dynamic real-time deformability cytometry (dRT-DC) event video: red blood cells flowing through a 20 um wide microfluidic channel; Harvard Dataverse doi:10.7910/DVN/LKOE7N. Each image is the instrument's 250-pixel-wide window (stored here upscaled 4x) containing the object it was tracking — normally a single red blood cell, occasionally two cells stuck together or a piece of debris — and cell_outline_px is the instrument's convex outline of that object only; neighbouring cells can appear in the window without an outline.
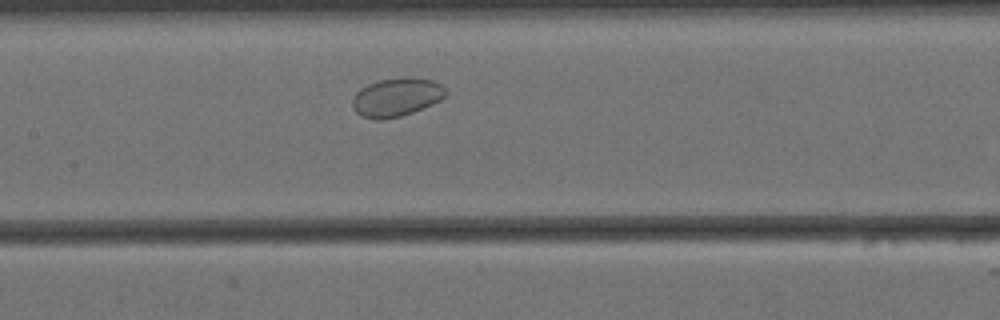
{"species": "Egyptian fruit bat (a non-hibernating species)", "species_latin": "Rousettus aegyptiacus", "temperature_condition": "cold", "stored_images_in_passage": 46, "camera_frame_rate_fps": 3000, "um_per_image_px": 0.085, "animal": {"sex": "female"}, "frame": {"image": 1, "passage_image": 15, "time_ms": 4.667, "image_size_px": [1000, 320], "cell_outline_px": [[448, 92], [440, 100], [432, 104], [412, 112], [400, 116], [380, 120], [376, 120], [360, 116], [352, 108], [352, 100], [356, 92], [360, 88], [368, 84], [380, 80], [404, 76], [412, 76], [432, 80], [440, 84]], "centroid_in_image_um": [33.68, 8.25], "position_along_channel_um": 173.7, "area_um2": 21.1}}
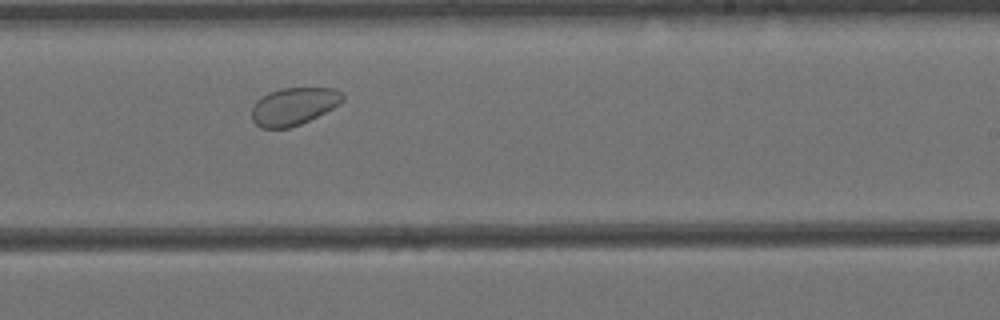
{"frame": {"image": 2, "passage_image": 23, "time_ms": 7.333, "image_size_px": [1000, 320], "cell_outline_px": [[344, 100], [340, 104], [300, 124], [288, 128], [260, 128], [252, 120], [252, 108], [256, 100], [268, 92], [280, 88], [332, 88], [340, 92], [344, 96]], "centroid_in_image_um": [24.93, 9.03], "position_along_channel_um": 264.1, "area_um2": 19.77}}
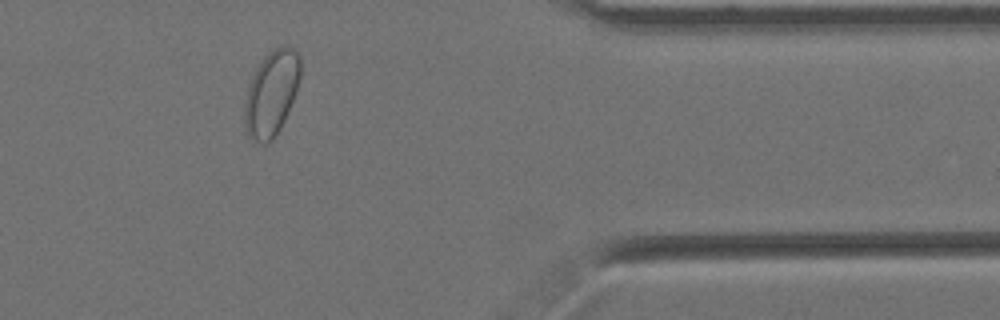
{"frame": {"image": 3, "passage_image": 36, "time_ms": 11.667, "image_size_px": [1000, 320], "cell_outline_px": [[300, 76], [296, 92], [284, 120], [280, 128], [272, 140], [268, 144], [264, 144], [248, 136], [244, 120], [244, 100], [248, 84], [256, 68], [264, 56], [276, 48], [292, 48], [300, 56]], "centroid_in_image_um": [23.05, 7.96], "position_along_channel_um": 388.4, "area_um2": 27.4}}